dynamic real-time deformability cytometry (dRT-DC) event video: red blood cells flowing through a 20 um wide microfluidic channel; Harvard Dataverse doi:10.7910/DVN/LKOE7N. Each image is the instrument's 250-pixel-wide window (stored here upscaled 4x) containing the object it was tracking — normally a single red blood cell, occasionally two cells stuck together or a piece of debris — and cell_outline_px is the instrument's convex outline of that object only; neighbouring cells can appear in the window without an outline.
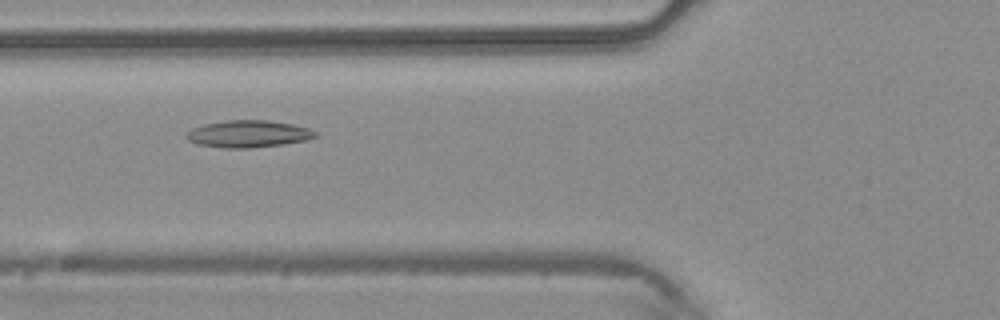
{"species": "common noctule bat (a hibernating species)", "species_latin": "Nyctalus noctula", "temperature_condition": "warm", "stored_images_in_passage": 33, "camera_frame_rate_fps": 3000, "um_per_image_px": 0.085, "animal": {"sex": "male", "body_mass_g": 20.4}, "frame": {"image": 1, "passage_image": 4, "time_ms": 1.0, "image_size_px": [1000, 320], "cell_outline_px": [[320, 136], [308, 140], [284, 144], [248, 148], [224, 148], [196, 144], [188, 140], [184, 136], [192, 128], [204, 124], [224, 120], [268, 120], [292, 124], [308, 128], [316, 132]], "centroid_in_image_um": [21.11, 11.38], "position_along_channel_um": 104.7, "area_um2": 20.52}}
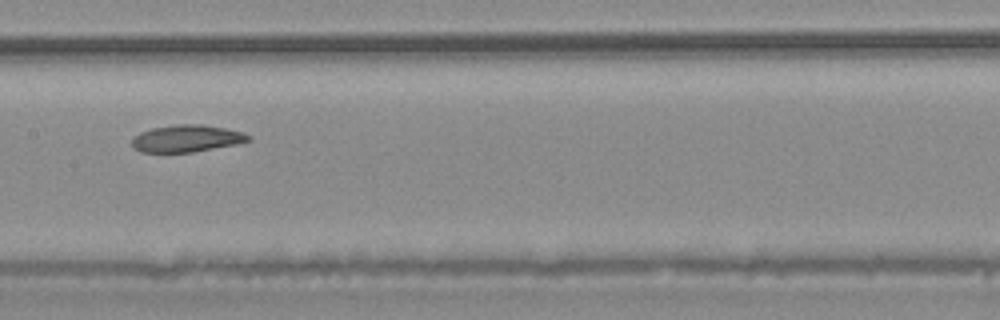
{"frame": {"image": 2, "passage_image": 10, "time_ms": 3.0, "image_size_px": [1000, 320], "cell_outline_px": [[252, 140], [236, 144], [192, 152], [140, 152], [132, 148], [132, 140], [140, 132], [152, 128], [180, 124], [204, 124], [224, 128], [240, 132], [252, 136]], "centroid_in_image_um": [15.86, 11.77], "position_along_channel_um": 191.5, "area_um2": 18.26}}
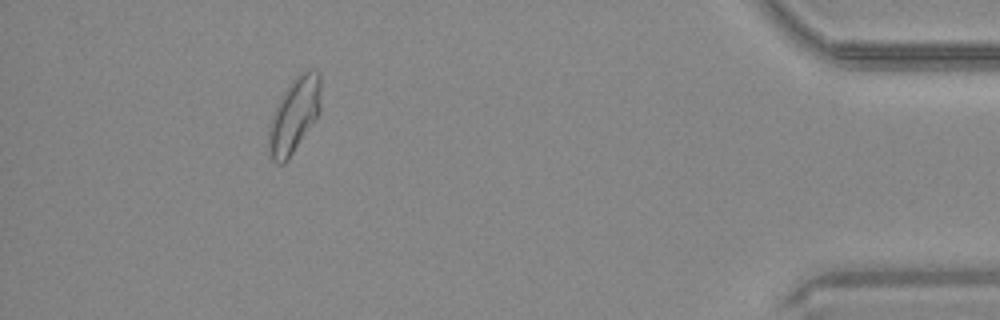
{"frame": {"image": 3, "passage_image": 29, "time_ms": 9.333, "image_size_px": [1000, 320], "cell_outline_px": [[320, 112], [316, 120], [288, 160], [284, 164], [276, 164], [268, 156], [268, 128], [272, 112], [284, 92], [292, 80], [300, 72], [308, 68], [316, 68], [320, 72]], "centroid_in_image_um": [25.0, 9.8], "position_along_channel_um": 410.2, "area_um2": 23.41}}